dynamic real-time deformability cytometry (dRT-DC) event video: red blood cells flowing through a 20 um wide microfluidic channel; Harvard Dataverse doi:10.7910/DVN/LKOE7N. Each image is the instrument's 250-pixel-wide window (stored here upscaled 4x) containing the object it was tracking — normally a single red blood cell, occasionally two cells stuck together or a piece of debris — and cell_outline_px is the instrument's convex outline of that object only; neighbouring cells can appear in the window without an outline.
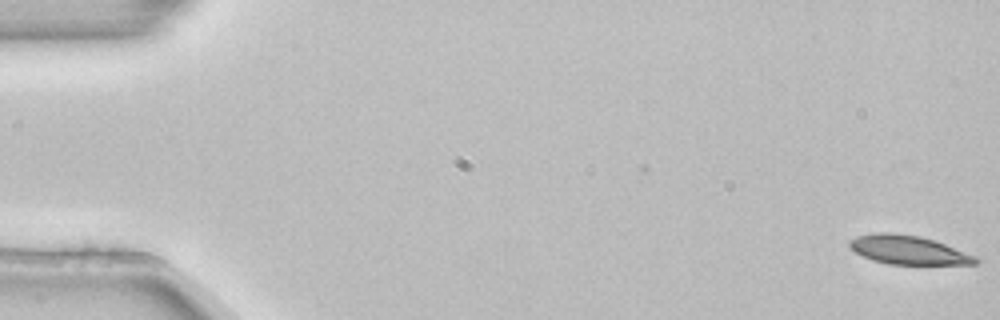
{"species": "common noctule bat (a hibernating species)", "species_latin": "Nyctalus noctula", "temperature_condition": "room temperature", "stored_images_in_passage": 6, "camera_frame_rate_fps": 3000, "um_per_image_px": 0.085, "animal": {"sex": "female", "body_mass_g": 22.7, "forearm_length_mm": 54.2}, "frame": {"image": 1, "passage_image": 1, "time_ms": 0.0, "image_size_px": [1000, 320], "cell_outline_px": [[980, 260], [976, 264], [888, 264], [872, 260], [856, 252], [848, 244], [848, 240], [856, 236], [876, 232], [892, 232], [920, 236], [936, 240], [976, 256]], "centroid_in_image_um": [77.21, 21.23], "position_along_channel_um": 7.8, "area_um2": 21.27}}
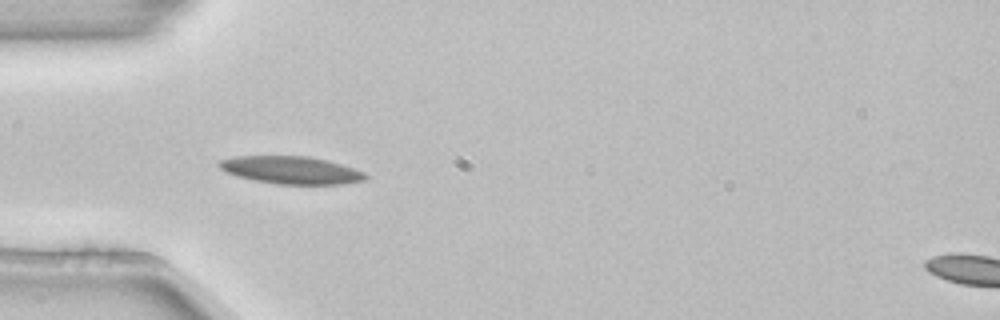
{"frame": {"image": 2, "passage_image": 4, "time_ms": 1.0, "image_size_px": [1000, 320], "cell_outline_px": [[368, 180], [344, 184], [276, 184], [236, 176], [224, 172], [216, 164], [220, 160], [236, 156], [308, 156], [328, 160], [364, 172], [368, 176]], "centroid_in_image_um": [24.74, 14.46], "position_along_channel_um": 60.3, "area_um2": 23.64}}